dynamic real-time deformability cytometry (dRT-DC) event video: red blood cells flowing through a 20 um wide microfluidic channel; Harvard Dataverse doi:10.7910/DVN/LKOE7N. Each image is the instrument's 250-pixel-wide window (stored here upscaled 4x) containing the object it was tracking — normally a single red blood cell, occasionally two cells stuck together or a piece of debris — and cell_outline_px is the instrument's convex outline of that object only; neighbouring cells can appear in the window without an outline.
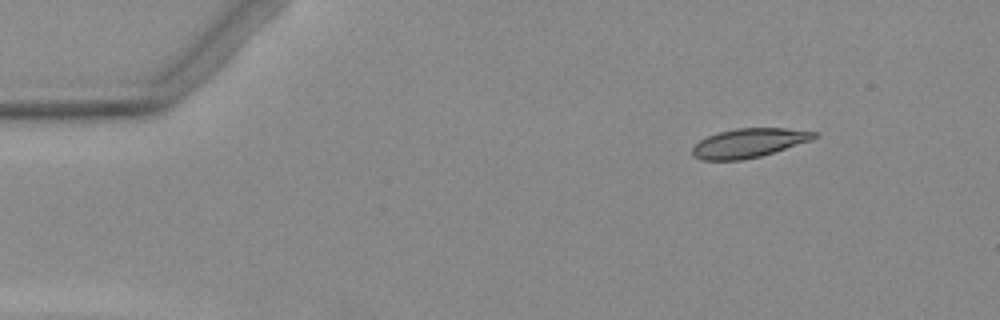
{"species": "Egyptian fruit bat (a non-hibernating species)", "species_latin": "Rousettus aegyptiacus", "temperature_condition": "warm", "stored_images_in_passage": 6, "camera_frame_rate_fps": 3000, "um_per_image_px": 0.085, "animal": {"sex": "female"}, "frame": {"image": 1, "passage_image": 2, "time_ms": 1.333, "image_size_px": [1000, 320], "cell_outline_px": [[820, 136], [812, 140], [760, 156], [740, 160], [700, 160], [692, 156], [692, 148], [700, 140], [708, 136], [720, 132], [736, 128], [784, 128], [820, 132]], "centroid_in_image_um": [63.68, 12.15], "position_along_channel_um": 21.3, "area_um2": 20.63}}
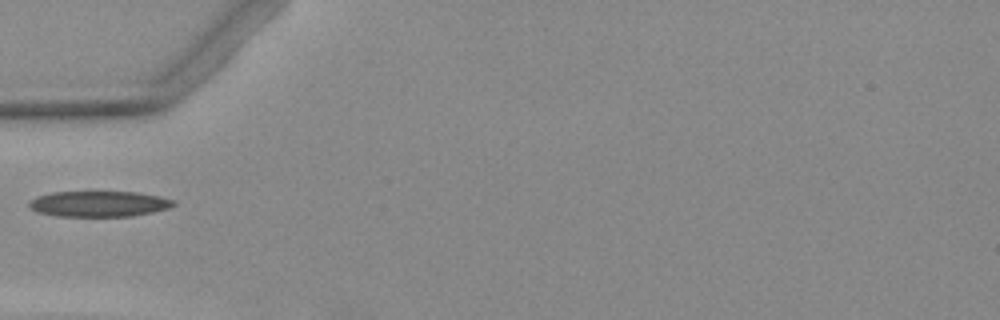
{"frame": {"image": 2, "passage_image": 5, "time_ms": 5.0, "image_size_px": [1000, 320], "cell_outline_px": [[176, 204], [168, 208], [152, 212], [132, 216], [56, 216], [36, 212], [28, 208], [28, 204], [36, 196], [52, 192], [136, 192], [160, 196], [176, 200]], "centroid_in_image_um": [8.4, 17.33], "position_along_channel_um": 76.6, "area_um2": 21.73}}
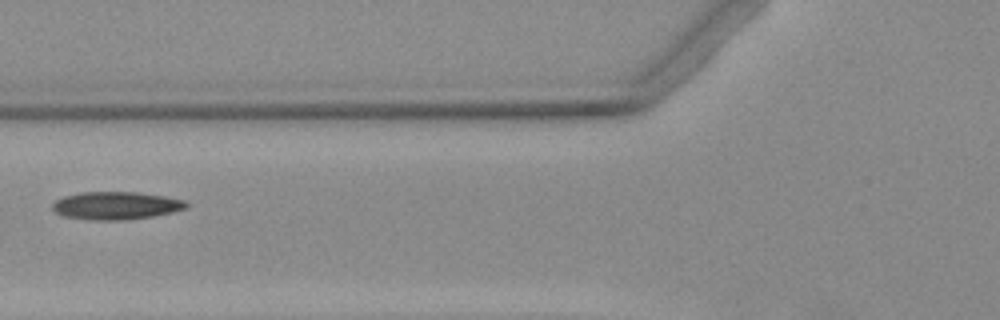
{"frame": {"image": 3, "passage_image": 6, "time_ms": 6.0, "image_size_px": [1000, 320], "cell_outline_px": [[188, 208], [172, 212], [152, 216], [124, 220], [96, 220], [64, 216], [56, 212], [52, 208], [52, 204], [56, 200], [64, 196], [80, 192], [136, 192], [164, 196], [184, 200], [188, 204]], "centroid_in_image_um": [9.87, 17.47], "position_along_channel_um": 115.9, "area_um2": 21.56}}